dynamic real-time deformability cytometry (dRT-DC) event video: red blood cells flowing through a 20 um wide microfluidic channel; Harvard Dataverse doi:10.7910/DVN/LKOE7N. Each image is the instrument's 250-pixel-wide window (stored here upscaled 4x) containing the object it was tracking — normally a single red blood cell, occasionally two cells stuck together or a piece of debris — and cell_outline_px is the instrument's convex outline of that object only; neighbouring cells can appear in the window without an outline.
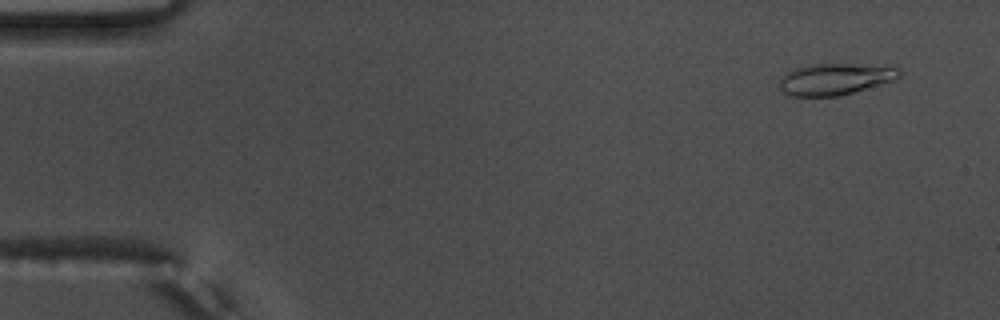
{"species": "common noctule bat (a hibernating species)", "species_latin": "Nyctalus noctula", "temperature_condition": "warm", "stored_images_in_passage": 12, "camera_frame_rate_fps": 3000, "um_per_image_px": 0.085, "animal": {"sex": "male", "body_mass_g": 17.5, "forearm_length_mm": 52.3}, "frame": {"image": 1, "passage_image": 4, "time_ms": 1.0, "image_size_px": [1000, 320], "cell_outline_px": [[900, 76], [892, 80], [852, 92], [836, 96], [788, 96], [780, 88], [780, 80], [788, 72], [796, 68], [808, 64], [848, 64], [900, 68]], "centroid_in_image_um": [70.92, 6.72], "position_along_channel_um": 14.1, "area_um2": 21.39}}